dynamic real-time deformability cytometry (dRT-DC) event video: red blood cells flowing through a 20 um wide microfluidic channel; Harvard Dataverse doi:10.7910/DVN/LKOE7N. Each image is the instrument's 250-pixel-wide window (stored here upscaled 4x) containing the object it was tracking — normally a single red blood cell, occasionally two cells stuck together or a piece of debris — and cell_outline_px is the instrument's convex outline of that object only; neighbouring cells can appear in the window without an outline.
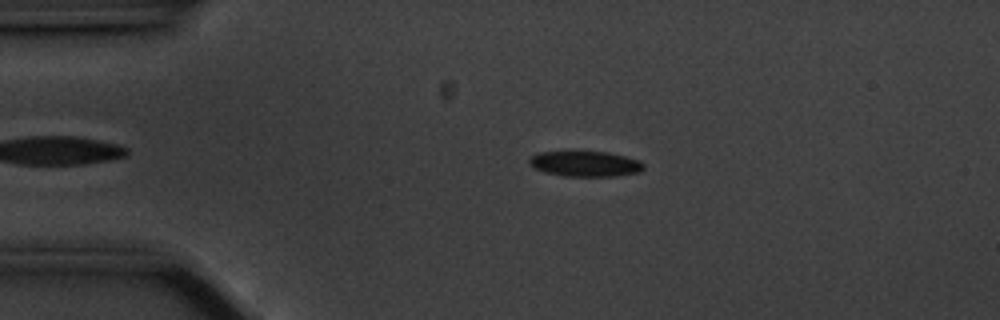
{"species": "common noctule bat (a hibernating species)", "species_latin": "Nyctalus noctula", "temperature_condition": "cold", "stored_images_in_passage": 46, "camera_frame_rate_fps": 3000, "um_per_image_px": 0.085, "animal": {"sex": "male", "body_mass_g": 20.1, "forearm_length_mm": 53.5}, "frame": {"image": 1, "passage_image": 7, "time_ms": 2.0, "image_size_px": [1000, 320], "cell_outline_px": [[644, 168], [640, 172], [616, 176], [564, 176], [544, 172], [528, 164], [528, 160], [532, 156], [540, 152], [572, 148], [608, 152], [640, 160], [644, 164]], "centroid_in_image_um": [49.71, 13.87], "position_along_channel_um": 35.3, "area_um2": 17.86}}
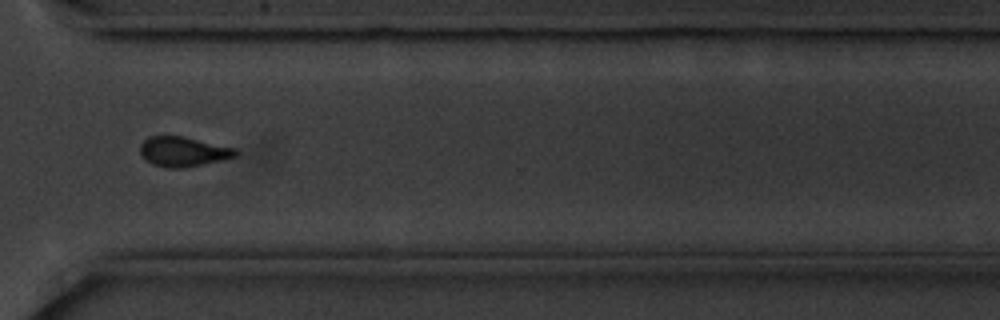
{"frame": {"image": 2, "passage_image": 37, "time_ms": 12.0, "image_size_px": [1000, 320], "cell_outline_px": [[240, 152], [236, 156], [220, 160], [184, 168], [168, 168], [152, 164], [144, 160], [140, 152], [140, 144], [148, 136], [184, 136], [236, 148]], "centroid_in_image_um": [15.56, 12.88], "position_along_channel_um": 355.0, "area_um2": 16.7}}
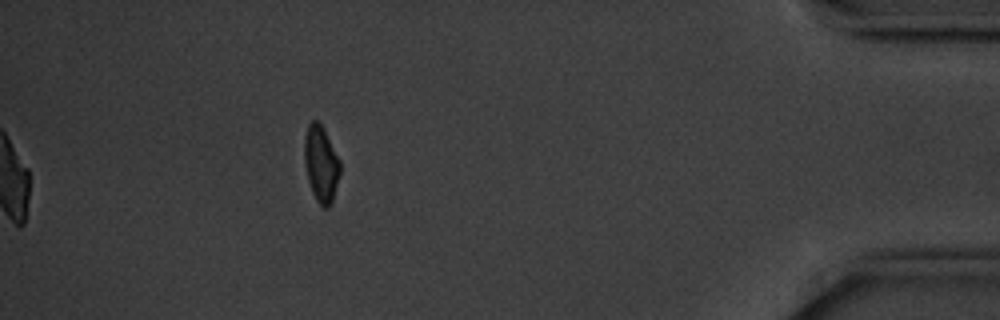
{"frame": {"image": 3, "passage_image": 46, "time_ms": 15.0, "image_size_px": [1000, 320], "cell_outline_px": [[340, 172], [332, 200], [328, 208], [324, 208], [316, 200], [312, 192], [308, 180], [304, 164], [304, 136], [308, 124], [312, 120], [316, 120], [320, 124], [340, 160]], "centroid_in_image_um": [27.26, 13.93], "position_along_channel_um": 407.9, "area_um2": 15.66}, "authors_computed_cell_mechanics": {"area_um2": 17.4556, "velocity_mm_per_s": 3.5321, "shape_relaxation_time_tau1_ms": 2.6571, "shape_relaxation_time_tau2_ms": null, "deformation_change_tau1": 0.0778, "deformation_change_tau2": null}}